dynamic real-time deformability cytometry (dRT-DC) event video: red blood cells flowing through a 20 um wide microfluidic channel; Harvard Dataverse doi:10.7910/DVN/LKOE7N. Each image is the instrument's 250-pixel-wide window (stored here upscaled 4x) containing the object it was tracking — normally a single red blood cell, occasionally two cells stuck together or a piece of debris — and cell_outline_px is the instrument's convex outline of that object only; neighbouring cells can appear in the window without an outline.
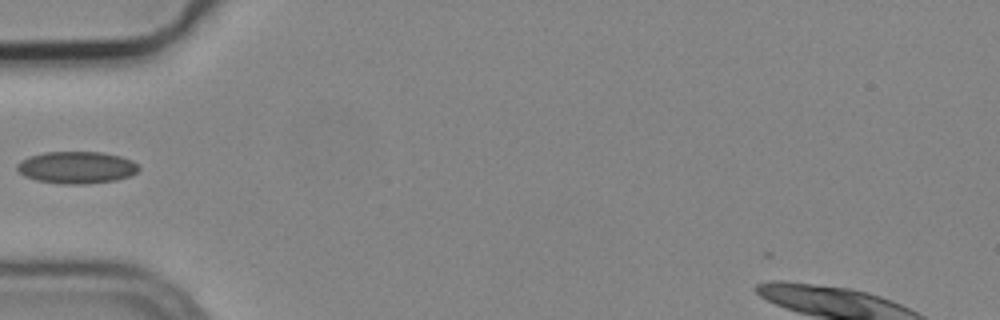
{"species": "common noctule bat (a hibernating species)", "species_latin": "Nyctalus noctula", "temperature_condition": "cold", "stored_images_in_passage": 6, "camera_frame_rate_fps": 3000, "um_per_image_px": 0.085, "animal": {"sex": "male", "body_mass_g": 19.2, "forearm_length_mm": 51.8}, "frame": {"image": 1, "passage_image": 5, "time_ms": 1.333, "image_size_px": [1000, 320], "cell_outline_px": [[140, 168], [132, 176], [116, 180], [84, 184], [64, 184], [36, 180], [24, 176], [16, 168], [16, 164], [20, 160], [28, 156], [44, 152], [100, 152], [120, 156], [132, 160], [140, 164]], "centroid_in_image_um": [6.52, 14.23], "position_along_channel_um": 78.5, "area_um2": 22.95}}
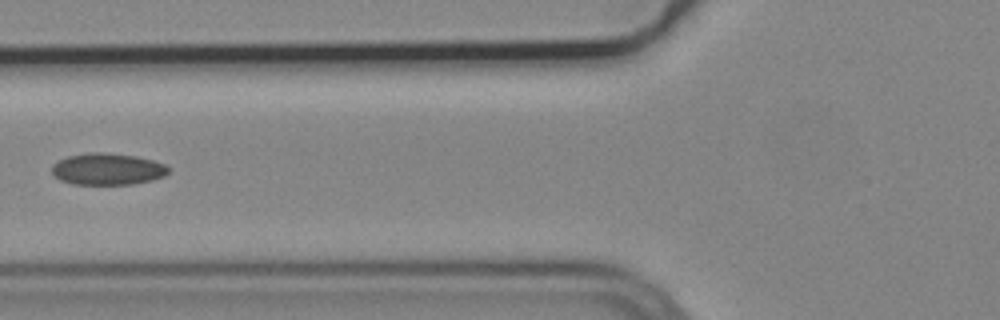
{"frame": {"image": 2, "passage_image": 6, "time_ms": 1.667, "image_size_px": [1000, 320], "cell_outline_px": [[168, 172], [164, 176], [152, 180], [132, 184], [72, 184], [60, 180], [52, 172], [52, 164], [68, 156], [88, 152], [104, 152], [136, 156], [152, 160], [164, 164], [168, 168]], "centroid_in_image_um": [9.13, 14.37], "position_along_channel_um": 116.7, "area_um2": 21.44}}